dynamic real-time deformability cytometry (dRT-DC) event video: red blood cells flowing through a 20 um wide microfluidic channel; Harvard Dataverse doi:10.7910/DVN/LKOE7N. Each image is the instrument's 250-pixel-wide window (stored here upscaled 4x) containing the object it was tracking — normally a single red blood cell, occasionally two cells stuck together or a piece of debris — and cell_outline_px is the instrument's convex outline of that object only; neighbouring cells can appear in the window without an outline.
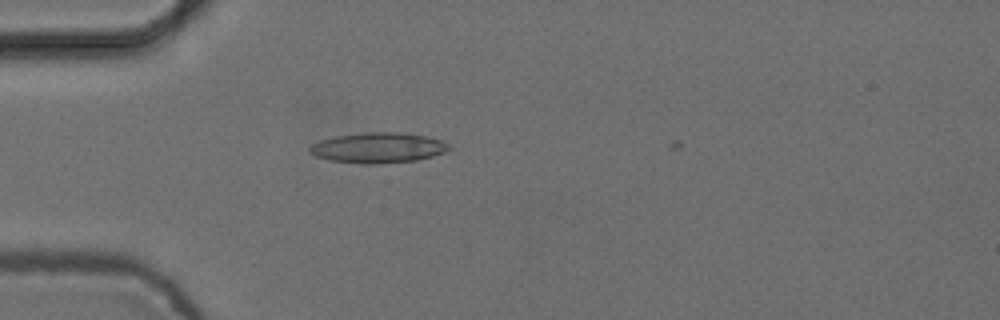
{"species": "common noctule bat (a hibernating species)", "species_latin": "Nyctalus noctula", "temperature_condition": "cold", "stored_images_in_passage": 2, "camera_frame_rate_fps": 3000, "um_per_image_px": 0.085, "animal": {"sex": "female", "body_mass_g": 24.6, "forearm_length_mm": 56.2}, "frame": {"image": 1, "passage_image": 2, "time_ms": 0.333, "image_size_px": [1000, 320], "cell_outline_px": [[452, 148], [444, 152], [432, 156], [416, 160], [376, 164], [360, 164], [328, 160], [316, 156], [308, 152], [308, 148], [312, 144], [320, 140], [336, 136], [364, 132], [400, 132], [424, 136], [440, 140], [448, 144]], "centroid_in_image_um": [32.1, 12.56], "position_along_channel_um": 52.9, "area_um2": 24.68}}